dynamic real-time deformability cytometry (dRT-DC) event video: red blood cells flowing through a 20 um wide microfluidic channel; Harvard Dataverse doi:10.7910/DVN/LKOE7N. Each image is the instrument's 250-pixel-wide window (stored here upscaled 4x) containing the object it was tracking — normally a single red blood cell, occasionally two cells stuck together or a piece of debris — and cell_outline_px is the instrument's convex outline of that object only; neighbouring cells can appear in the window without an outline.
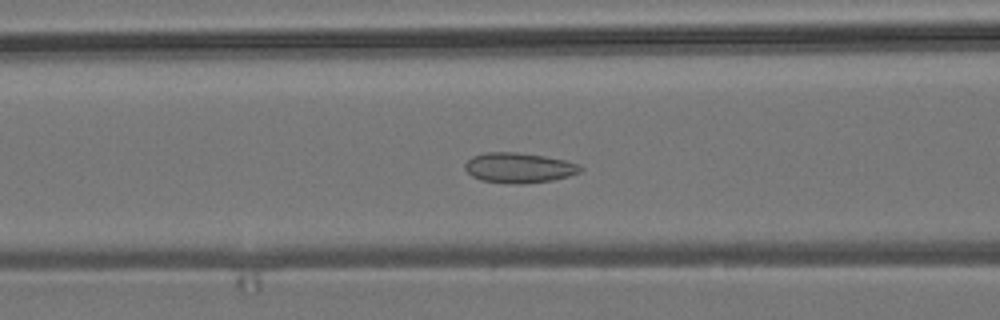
{"species": "common noctule bat (a hibernating species)", "species_latin": "Nyctalus noctula", "temperature_condition": "room temperature", "stored_images_in_passage": 43, "camera_frame_rate_fps": 3000, "um_per_image_px": 0.085, "animal": {"sex": "male", "body_mass_g": 19.2, "forearm_length_mm": 51.8}, "frame": {"image": 1, "passage_image": 11, "time_ms": 3.333, "image_size_px": [1000, 320], "cell_outline_px": [[584, 168], [580, 172], [568, 176], [552, 180], [524, 184], [520, 184], [480, 180], [472, 176], [464, 168], [464, 164], [472, 156], [484, 152], [516, 152], [544, 156], [568, 160], [580, 164]], "centroid_in_image_um": [44.13, 14.25], "position_along_channel_um": 122.5, "area_um2": 20.4}}
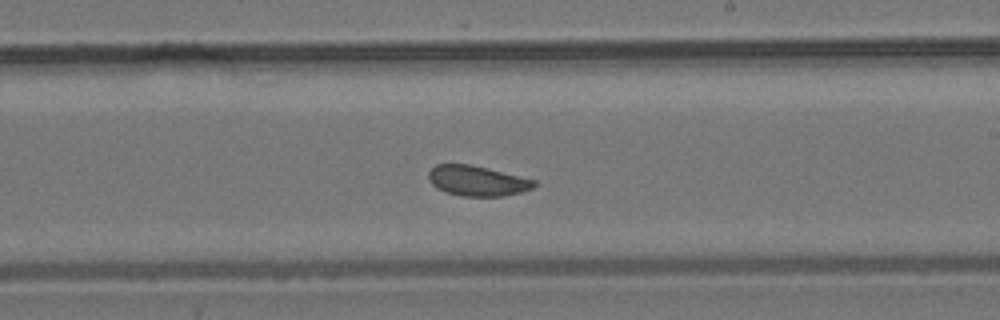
{"frame": {"image": 2, "passage_image": 21, "time_ms": 6.667, "image_size_px": [1000, 320], "cell_outline_px": [[536, 184], [532, 188], [520, 192], [500, 196], [460, 196], [444, 192], [436, 188], [428, 180], [428, 172], [436, 164], [472, 164], [536, 180]], "centroid_in_image_um": [40.52, 15.36], "position_along_channel_um": 248.5, "area_um2": 18.67}}
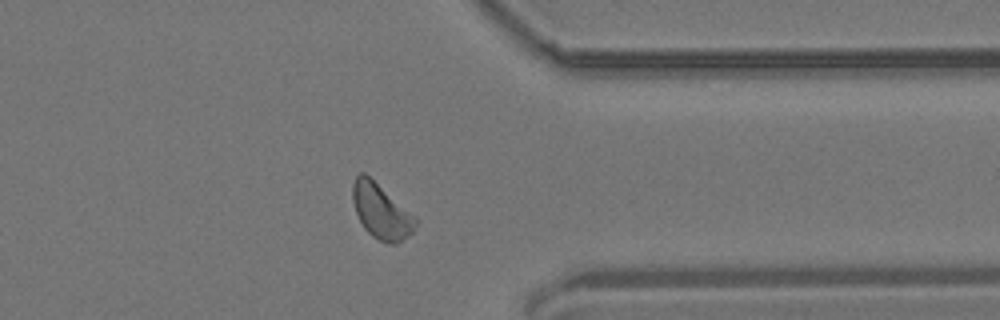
{"frame": {"image": 3, "passage_image": 32, "time_ms": 10.333, "image_size_px": [1000, 320], "cell_outline_px": [[416, 224], [412, 232], [408, 236], [396, 244], [392, 244], [380, 240], [372, 236], [364, 228], [356, 212], [352, 200], [352, 184], [356, 176], [360, 172], [364, 172], [416, 220]], "centroid_in_image_um": [32.33, 17.98], "position_along_channel_um": 379.1, "area_um2": 19.19}, "authors_computed_cell_mechanics": {"area_um2": 19.363, "velocity_mm_per_s": 3.7809, "shape_relaxation_time_tau1_ms": null, "shape_relaxation_time_tau2_ms": 3.3726, "deformation_change_tau1": null, "deformation_change_tau2": 0.0772}}